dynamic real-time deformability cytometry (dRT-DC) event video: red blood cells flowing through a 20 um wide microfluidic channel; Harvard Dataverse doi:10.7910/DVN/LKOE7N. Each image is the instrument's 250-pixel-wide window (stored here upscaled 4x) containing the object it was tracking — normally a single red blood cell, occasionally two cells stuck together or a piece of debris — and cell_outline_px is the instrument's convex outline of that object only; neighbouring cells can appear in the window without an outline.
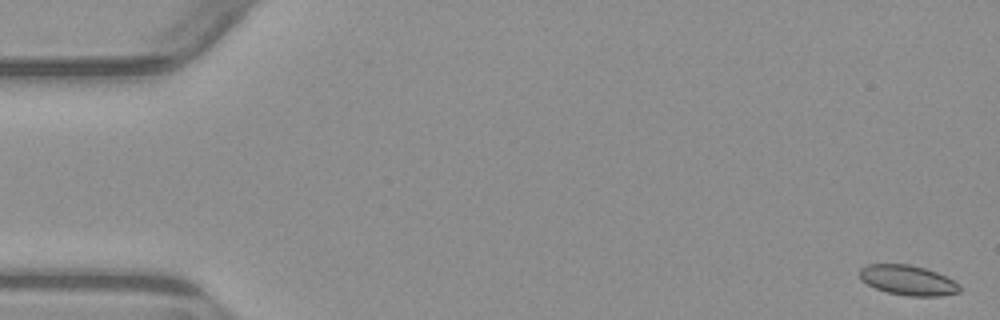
{"species": "common noctule bat (a hibernating species)", "species_latin": "Nyctalus noctula", "temperature_condition": "warm", "stored_images_in_passage": 5, "camera_frame_rate_fps": 3000, "um_per_image_px": 0.085, "animal": {"sex": "male", "body_mass_g": 23.1, "forearm_length_mm": 52.7}, "frame": {"image": 1, "passage_image": 1, "time_ms": 0.0, "image_size_px": [1000, 320], "cell_outline_px": [[960, 292], [940, 296], [908, 296], [888, 292], [876, 288], [860, 280], [860, 268], [868, 264], [908, 264], [924, 268], [936, 272], [960, 284]], "centroid_in_image_um": [77.17, 23.82], "position_along_channel_um": 7.8, "area_um2": 17.34}}